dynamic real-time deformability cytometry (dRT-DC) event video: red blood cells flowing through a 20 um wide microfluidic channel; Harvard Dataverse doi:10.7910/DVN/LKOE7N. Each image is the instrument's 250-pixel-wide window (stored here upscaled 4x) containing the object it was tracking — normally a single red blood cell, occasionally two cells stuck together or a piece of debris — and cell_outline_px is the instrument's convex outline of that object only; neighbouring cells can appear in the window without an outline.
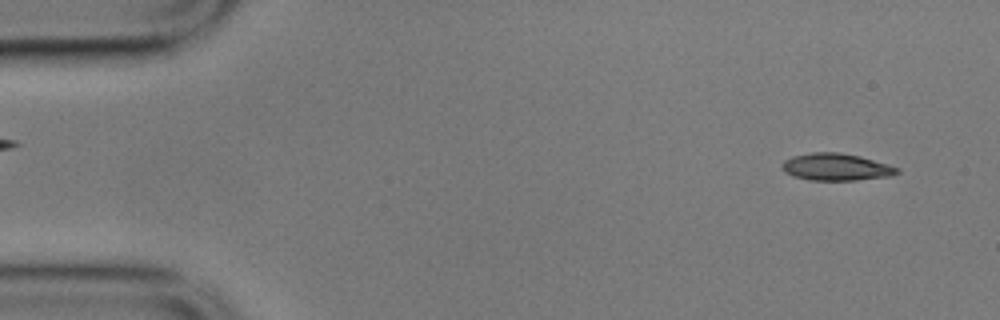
{"species": "common noctule bat (a hibernating species)", "species_latin": "Nyctalus noctula", "temperature_condition": "cold", "stored_images_in_passage": 55, "camera_frame_rate_fps": 3000, "um_per_image_px": 0.085, "animal": {"sex": "male", "body_mass_g": 17.9}, "frame": {"image": 1, "passage_image": 3, "time_ms": 0.667, "image_size_px": [1000, 320], "cell_outline_px": [[900, 172], [892, 176], [856, 180], [808, 180], [792, 176], [784, 172], [780, 164], [784, 160], [792, 156], [812, 152], [840, 152], [860, 156], [888, 164], [900, 168]], "centroid_in_image_um": [71.06, 14.19], "position_along_channel_um": 13.9, "area_um2": 18.44}}
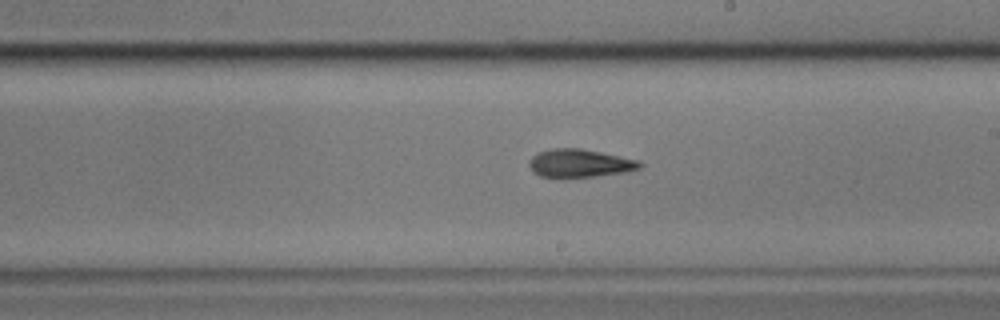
{"frame": {"image": 2, "passage_image": 31, "time_ms": 10.0, "image_size_px": [1000, 320], "cell_outline_px": [[644, 164], [640, 168], [624, 172], [596, 176], [560, 180], [540, 176], [532, 172], [528, 164], [528, 160], [532, 156], [540, 152], [552, 148], [580, 148], [640, 160]], "centroid_in_image_um": [49.23, 13.91], "position_along_channel_um": 239.8, "area_um2": 18.73}}
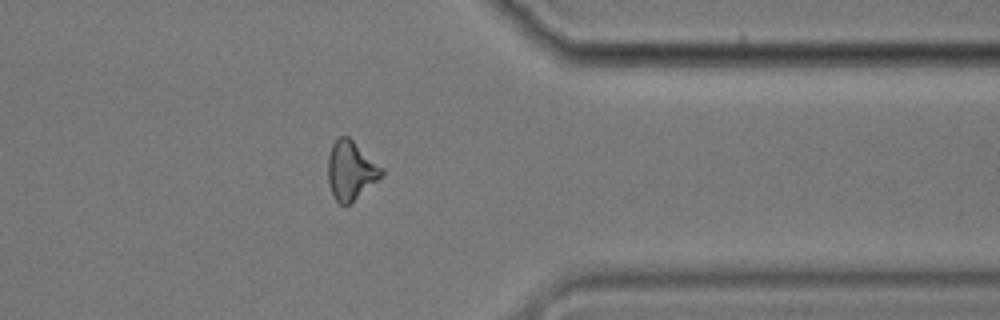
{"frame": {"image": 3, "passage_image": 44, "time_ms": 14.333, "image_size_px": [1000, 320], "cell_outline_px": [[384, 176], [348, 204], [340, 204], [332, 196], [328, 180], [328, 156], [332, 144], [340, 136], [348, 136], [384, 168]], "centroid_in_image_um": [29.83, 14.48], "position_along_channel_um": 381.6, "area_um2": 18.38}, "authors_computed_cell_mechanics": {"area_um2": 18.2648, "velocity_mm_per_s": 3.5207, "shape_relaxation_time_tau1_ms": 4.5424, "shape_relaxation_time_tau2_ms": 6.4859, "deformation_change_tau1": 0.1461, "deformation_change_tau2": 0.1639}}